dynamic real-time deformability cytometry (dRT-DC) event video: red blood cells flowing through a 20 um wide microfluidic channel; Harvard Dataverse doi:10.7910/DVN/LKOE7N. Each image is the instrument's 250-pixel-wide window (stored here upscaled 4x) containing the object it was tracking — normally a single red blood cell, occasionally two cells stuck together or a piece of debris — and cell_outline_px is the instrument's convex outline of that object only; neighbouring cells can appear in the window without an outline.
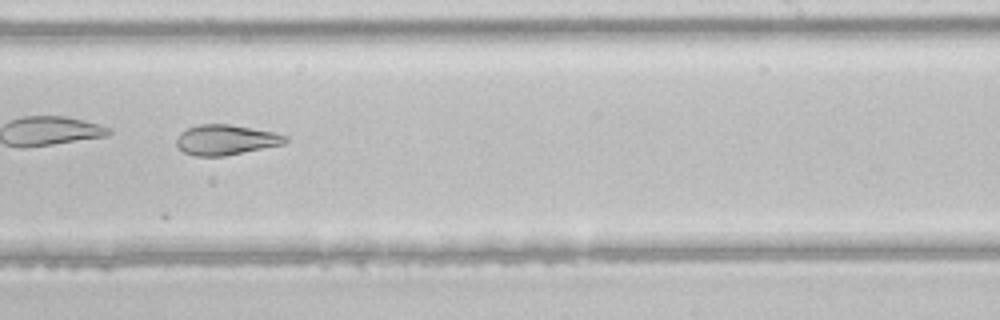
{"species": "common noctule bat (a hibernating species)", "species_latin": "Nyctalus noctula", "temperature_condition": "room temperature", "stored_images_in_passage": 34, "camera_frame_rate_fps": 3000, "um_per_image_px": 0.085, "animal": {"sex": "male", "body_mass_g": 21.5, "forearm_length_mm": 52.0}, "frame": {"image": 1, "passage_image": 20, "time_ms": 6.333, "image_size_px": [1000, 320], "cell_outline_px": [[288, 140], [284, 144], [224, 156], [196, 156], [184, 152], [176, 144], [176, 136], [180, 132], [196, 124], [228, 124], [252, 128], [272, 132], [288, 136]], "centroid_in_image_um": [19.17, 11.88], "position_along_channel_um": 269.8, "area_um2": 19.13}}